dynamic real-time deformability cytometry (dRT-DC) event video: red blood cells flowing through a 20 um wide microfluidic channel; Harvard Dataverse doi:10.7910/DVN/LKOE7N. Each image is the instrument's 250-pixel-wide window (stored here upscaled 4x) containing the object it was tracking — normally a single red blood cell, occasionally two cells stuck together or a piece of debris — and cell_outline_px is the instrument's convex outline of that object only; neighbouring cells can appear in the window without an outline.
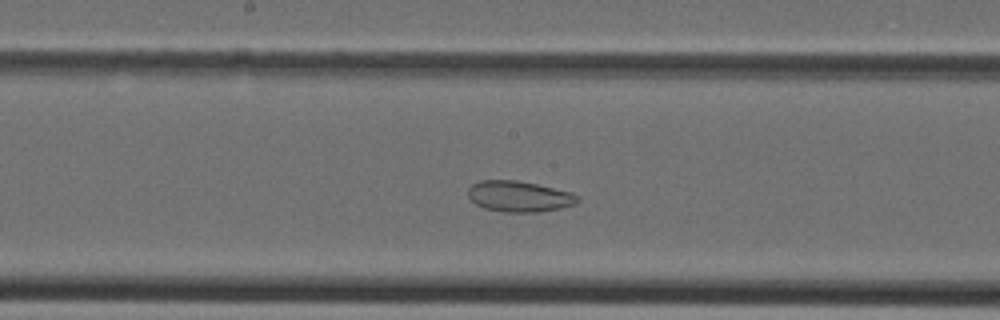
{"species": "Egyptian fruit bat (a non-hibernating species)", "species_latin": "Rousettus aegyptiacus", "temperature_condition": "cold", "stored_images_in_passage": 35, "camera_frame_rate_fps": 3000, "um_per_image_px": 0.085, "animal": {"sex": "female"}, "frame": {"image": 1, "passage_image": 17, "time_ms": 5.333, "image_size_px": [1000, 320], "cell_outline_px": [[580, 200], [576, 204], [560, 208], [536, 212], [504, 212], [484, 208], [476, 204], [468, 196], [468, 188], [472, 184], [480, 180], [516, 180], [536, 184], [572, 192], [580, 196]], "centroid_in_image_um": [44.14, 16.69], "position_along_channel_um": 204.1, "area_um2": 19.77}}
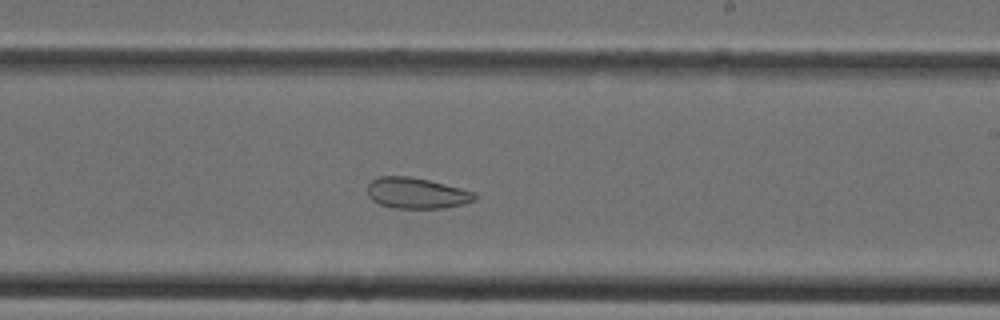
{"frame": {"image": 2, "passage_image": 20, "time_ms": 6.333, "image_size_px": [1000, 320], "cell_outline_px": [[476, 200], [464, 204], [444, 208], [396, 208], [380, 204], [372, 200], [368, 196], [368, 184], [372, 180], [380, 176], [408, 176], [428, 180], [476, 192]], "centroid_in_image_um": [35.42, 16.42], "position_along_channel_um": 253.6, "area_um2": 19.25}}
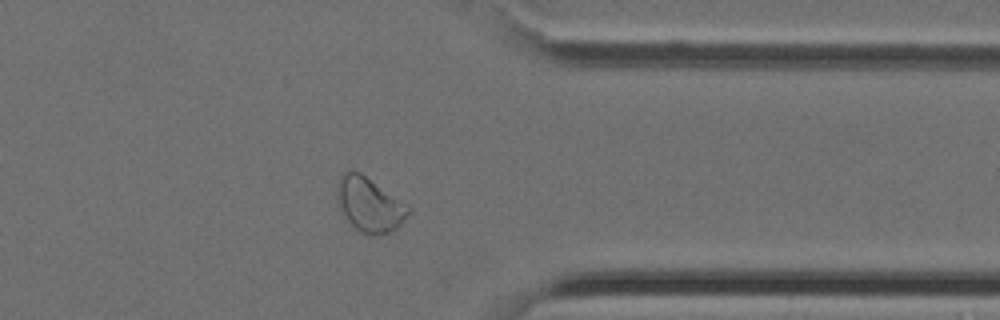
{"frame": {"image": 3, "passage_image": 28, "time_ms": 9.0, "image_size_px": [1000, 320], "cell_outline_px": [[412, 208], [404, 220], [392, 232], [372, 236], [360, 232], [340, 212], [336, 200], [336, 184], [340, 176], [344, 172], [360, 172], [408, 204]], "centroid_in_image_um": [31.39, 17.4], "position_along_channel_um": 380.0, "area_um2": 22.83}}